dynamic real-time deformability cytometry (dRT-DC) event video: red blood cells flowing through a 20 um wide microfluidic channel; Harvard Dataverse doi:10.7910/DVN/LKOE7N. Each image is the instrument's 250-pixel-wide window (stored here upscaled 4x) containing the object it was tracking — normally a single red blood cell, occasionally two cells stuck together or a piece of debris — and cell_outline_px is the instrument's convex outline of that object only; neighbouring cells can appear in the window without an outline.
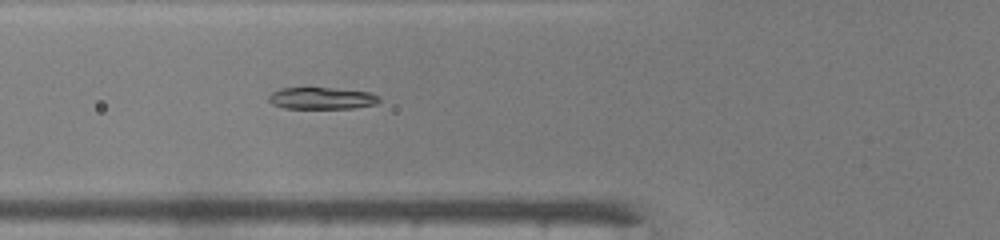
{"species": "common noctule bat (a hibernating species)", "species_latin": "Nyctalus noctula", "temperature_condition": "warm", "stored_images_in_passage": 31, "camera_frame_rate_fps": 3000, "um_per_image_px": 0.085, "animal": {"sex": "male", "body_mass_g": 19.0, "forearm_length_mm": 50.8}, "frame": {"image": 1, "passage_image": 3, "time_ms": 0.667, "image_size_px": [1000, 240], "cell_outline_px": [[380, 100], [376, 104], [356, 108], [284, 108], [272, 104], [268, 100], [268, 96], [272, 92], [280, 88], [336, 88], [372, 92], [380, 96]], "centroid_in_image_um": [27.38, 8.35], "position_along_channel_um": 98.4, "area_um2": 14.22}}
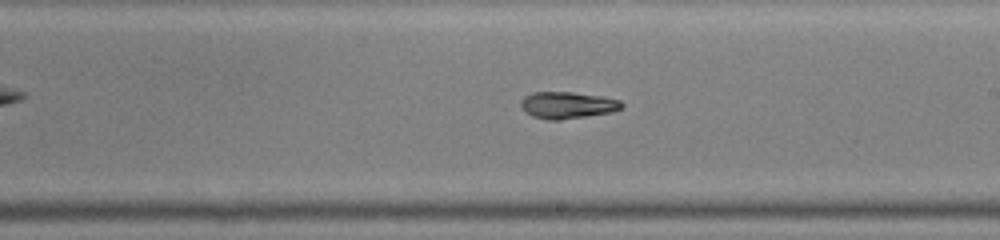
{"frame": {"image": 2, "passage_image": 10, "time_ms": 3.0, "image_size_px": [1000, 240], "cell_outline_px": [[624, 108], [612, 112], [560, 120], [548, 120], [532, 116], [524, 112], [520, 104], [524, 96], [532, 92], [572, 92], [600, 96], [620, 100], [624, 104]], "centroid_in_image_um": [48.23, 8.94], "position_along_channel_um": 240.8, "area_um2": 15.84}}
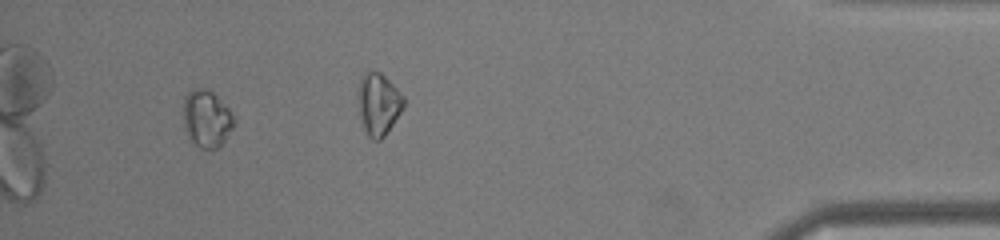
{"frame": {"image": 3, "passage_image": 27, "time_ms": 8.667, "image_size_px": [1000, 240], "cell_outline_px": [[236, 124], [220, 148], [200, 148], [188, 136], [184, 128], [184, 96], [192, 88], [196, 88], [212, 92], [232, 112], [236, 120]], "centroid_in_image_um": [17.6, 10.11], "position_along_channel_um": 417.6, "area_um2": 16.88}, "authors_computed_cell_mechanics": {"area_um2": 15.317, "velocity_mm_per_s": 4.3075, "shape_relaxation_time_tau1_ms": 3.3891, "shape_relaxation_time_tau2_ms": 2.219, "deformation_change_tau1": 0.1847, "deformation_change_tau2": 0.1024}}